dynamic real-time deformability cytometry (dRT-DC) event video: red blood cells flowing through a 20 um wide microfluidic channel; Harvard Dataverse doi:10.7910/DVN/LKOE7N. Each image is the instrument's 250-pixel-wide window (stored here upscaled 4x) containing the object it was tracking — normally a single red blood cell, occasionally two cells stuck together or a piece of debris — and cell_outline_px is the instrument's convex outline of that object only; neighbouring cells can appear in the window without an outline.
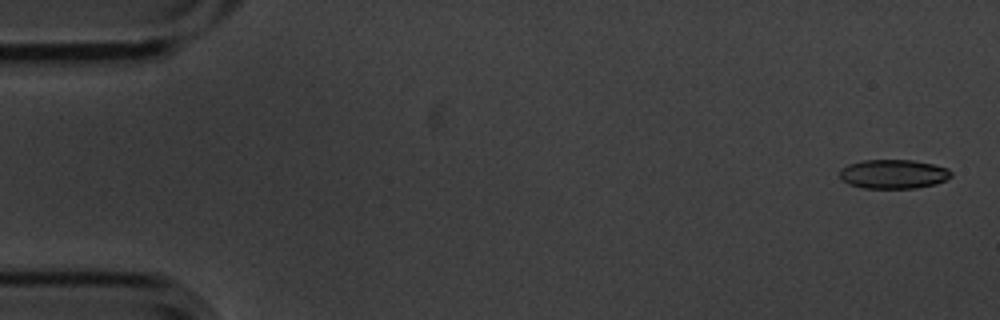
{"species": "common noctule bat (a hibernating species)", "species_latin": "Nyctalus noctula", "temperature_condition": "cold", "stored_images_in_passage": 5, "camera_frame_rate_fps": 3000, "um_per_image_px": 0.085, "animal": {"sex": "male", "body_mass_g": 20.1, "forearm_length_mm": 53.5}, "frame": {"image": 1, "passage_image": 1, "time_ms": 0.0, "image_size_px": [1000, 320], "cell_outline_px": [[952, 176], [936, 184], [916, 188], [864, 188], [848, 184], [840, 176], [840, 168], [848, 164], [864, 160], [912, 160], [932, 164], [948, 168], [952, 172]], "centroid_in_image_um": [75.94, 14.79], "position_along_channel_um": 9.1, "area_um2": 18.9}}
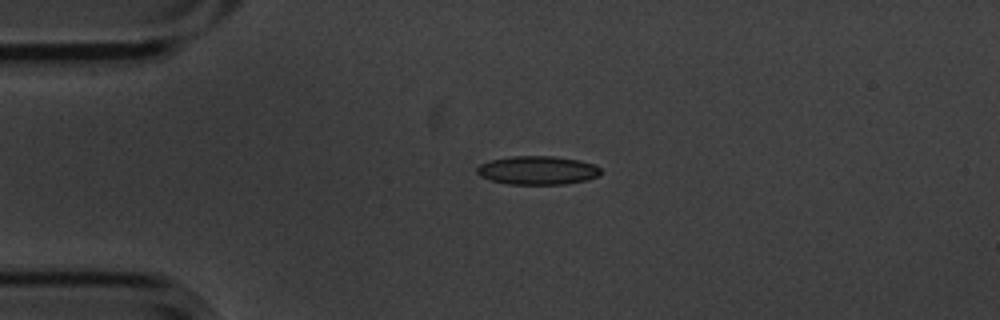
{"frame": {"image": 2, "passage_image": 4, "time_ms": 1.0, "image_size_px": [1000, 320], "cell_outline_px": [[600, 176], [588, 180], [564, 184], [508, 184], [492, 180], [480, 176], [476, 172], [476, 168], [480, 164], [492, 160], [512, 156], [556, 156], [580, 160], [596, 164], [600, 168]], "centroid_in_image_um": [45.74, 14.47], "position_along_channel_um": 39.3, "area_um2": 20.75}}